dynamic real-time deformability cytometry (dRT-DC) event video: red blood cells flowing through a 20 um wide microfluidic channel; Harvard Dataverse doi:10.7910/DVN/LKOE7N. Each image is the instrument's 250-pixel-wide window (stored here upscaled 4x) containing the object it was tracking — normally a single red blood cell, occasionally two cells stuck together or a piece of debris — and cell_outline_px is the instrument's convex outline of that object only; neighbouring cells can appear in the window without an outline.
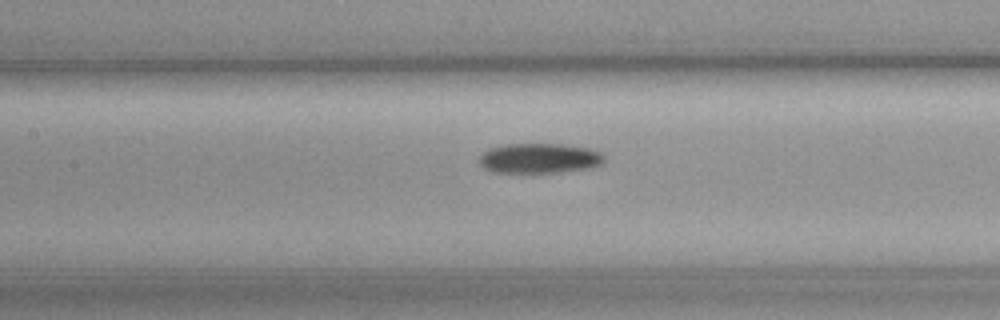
{"species": "common noctule bat (a hibernating species)", "species_latin": "Nyctalus noctula", "temperature_condition": "cold", "stored_images_in_passage": 23, "camera_frame_rate_fps": 3000, "um_per_image_px": 0.085, "animal": {"sex": "female", "body_mass_g": 19.3, "forearm_length_mm": 54.1}, "frame": {"image": 1, "passage_image": 17, "time_ms": 5.333, "image_size_px": [1000, 320], "cell_outline_px": [[604, 160], [600, 164], [592, 168], [560, 172], [492, 172], [484, 168], [480, 164], [480, 156], [488, 148], [504, 144], [568, 144], [588, 148], [600, 152], [604, 156]], "centroid_in_image_um": [45.86, 13.44], "position_along_channel_um": 161.5, "area_um2": 21.91}}